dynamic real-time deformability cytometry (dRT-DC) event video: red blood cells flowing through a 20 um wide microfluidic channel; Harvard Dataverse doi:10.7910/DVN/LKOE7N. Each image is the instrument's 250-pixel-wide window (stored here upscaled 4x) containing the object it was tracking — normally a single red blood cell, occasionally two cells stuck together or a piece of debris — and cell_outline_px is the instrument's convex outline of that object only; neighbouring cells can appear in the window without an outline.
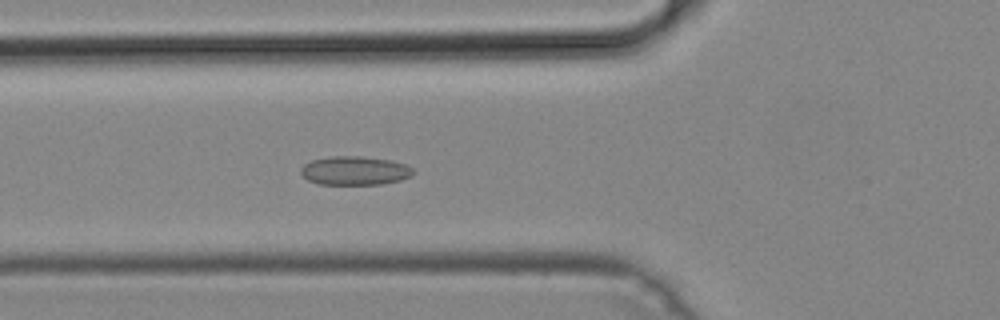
{"species": "common noctule bat (a hibernating species)", "species_latin": "Nyctalus noctula", "temperature_condition": "cold", "stored_images_in_passage": 51, "camera_frame_rate_fps": 3000, "um_per_image_px": 0.085, "animal": {"sex": "male", "body_mass_g": 19.2, "forearm_length_mm": 51.8}, "frame": {"image": 1, "passage_image": 19, "time_ms": 6.0, "image_size_px": [1000, 320], "cell_outline_px": [[416, 172], [412, 176], [400, 180], [380, 184], [320, 184], [308, 180], [300, 172], [300, 168], [304, 164], [312, 160], [332, 156], [360, 156], [388, 160], [404, 164], [412, 168]], "centroid_in_image_um": [30.16, 14.5], "position_along_channel_um": 95.6, "area_um2": 18.73}}
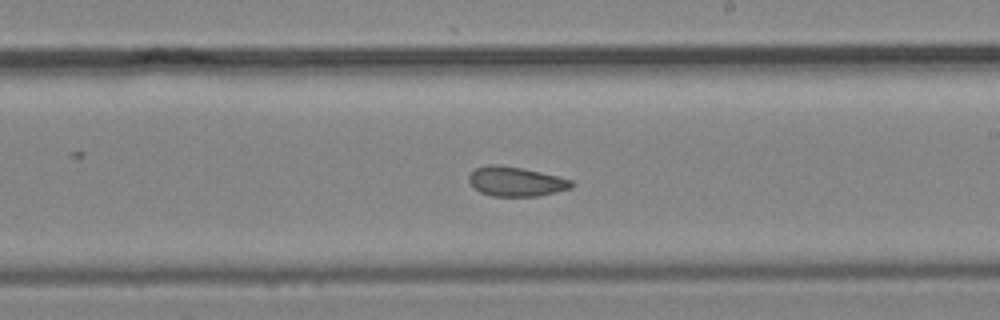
{"frame": {"image": 2, "passage_image": 30, "time_ms": 9.667, "image_size_px": [1000, 320], "cell_outline_px": [[576, 184], [572, 188], [540, 196], [492, 196], [480, 192], [468, 180], [468, 176], [476, 168], [488, 164], [496, 164], [520, 168], [540, 172], [572, 180]], "centroid_in_image_um": [43.88, 15.43], "position_along_channel_um": 245.1, "area_um2": 17.57}}
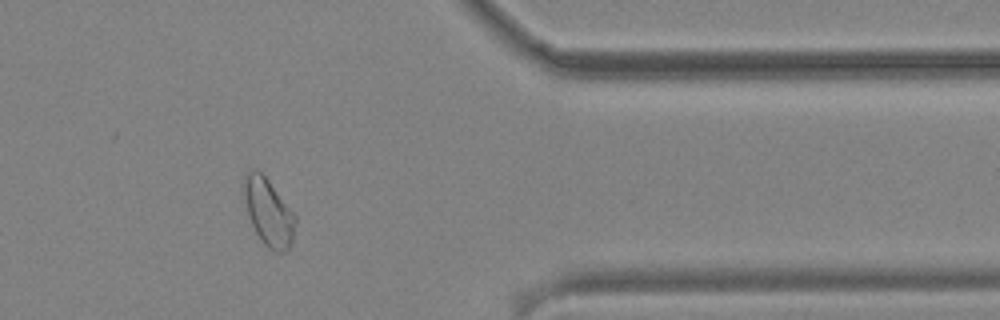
{"frame": {"image": 3, "passage_image": 42, "time_ms": 13.667, "image_size_px": [1000, 320], "cell_outline_px": [[296, 220], [292, 240], [288, 248], [284, 252], [276, 252], [268, 248], [264, 244], [256, 232], [252, 224], [240, 188], [244, 176], [252, 168], [256, 168], [268, 180], [296, 216]], "centroid_in_image_um": [22.78, 18.0], "position_along_channel_um": 388.6, "area_um2": 20.06}}